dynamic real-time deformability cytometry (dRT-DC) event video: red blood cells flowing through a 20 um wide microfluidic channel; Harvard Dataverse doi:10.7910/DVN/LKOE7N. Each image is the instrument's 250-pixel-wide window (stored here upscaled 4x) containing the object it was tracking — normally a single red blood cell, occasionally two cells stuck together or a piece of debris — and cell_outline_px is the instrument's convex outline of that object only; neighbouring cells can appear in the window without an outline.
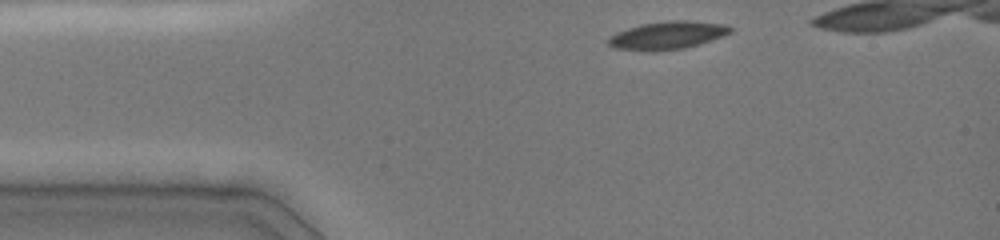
{"species": "common noctule bat (a hibernating species)", "species_latin": "Nyctalus noctula", "temperature_condition": "cold", "stored_images_in_passage": 34, "camera_frame_rate_fps": 3000, "um_per_image_px": 0.085, "animal": {"sex": "female", "body_mass_g": 19.0, "forearm_length_mm": 51.5}, "frame": {"image": 1, "passage_image": 1, "time_ms": 0.0, "image_size_px": [1000, 240], "cell_outline_px": [[732, 32], [712, 40], [700, 44], [684, 48], [656, 52], [652, 52], [612, 48], [604, 40], [608, 36], [616, 32], [640, 24], [668, 20], [688, 20], [724, 24], [732, 28]], "centroid_in_image_um": [56.66, 3.01], "position_along_channel_um": 28.3, "area_um2": 20.29}}
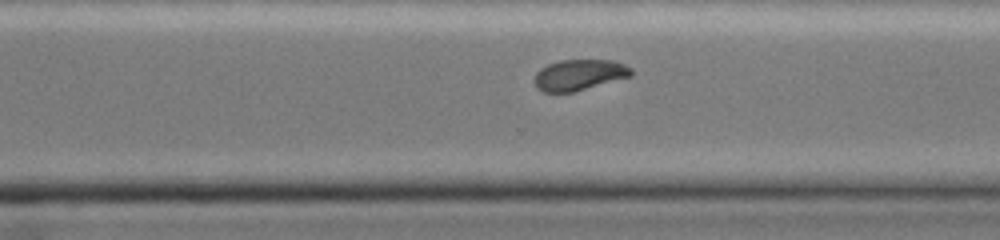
{"frame": {"image": 2, "passage_image": 26, "time_ms": 8.333, "image_size_px": [1000, 240], "cell_outline_px": [[632, 76], [572, 92], [544, 92], [536, 88], [532, 80], [536, 72], [540, 68], [548, 64], [560, 60], [612, 60], [624, 64], [632, 68]], "centroid_in_image_um": [49.19, 6.36], "position_along_channel_um": 321.4, "area_um2": 17.51}}
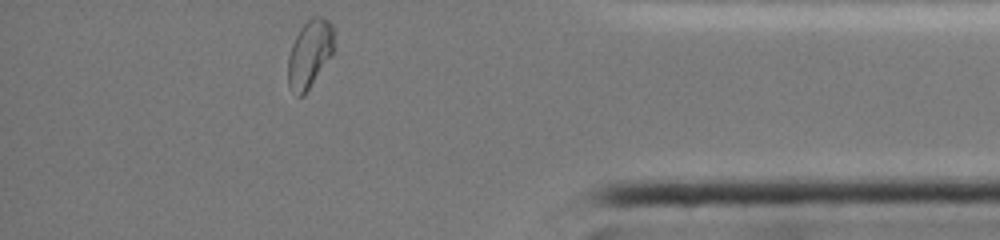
{"frame": {"image": 3, "passage_image": 34, "time_ms": 11.0, "image_size_px": [1000, 240], "cell_outline_px": [[336, 48], [304, 96], [296, 96], [288, 84], [288, 56], [292, 44], [300, 28], [312, 16], [320, 16], [328, 20], [332, 24]], "centroid_in_image_um": [26.34, 4.56], "position_along_channel_um": 408.9, "area_um2": 18.32}, "authors_computed_cell_mechanics": {"area_um2": 19.3052, "velocity_mm_per_s": 4.0042, "shape_relaxation_time_tau1_ms": null, "shape_relaxation_time_tau2_ms": 4.8581, "deformation_change_tau1": null, "deformation_change_tau2": 0.037}}